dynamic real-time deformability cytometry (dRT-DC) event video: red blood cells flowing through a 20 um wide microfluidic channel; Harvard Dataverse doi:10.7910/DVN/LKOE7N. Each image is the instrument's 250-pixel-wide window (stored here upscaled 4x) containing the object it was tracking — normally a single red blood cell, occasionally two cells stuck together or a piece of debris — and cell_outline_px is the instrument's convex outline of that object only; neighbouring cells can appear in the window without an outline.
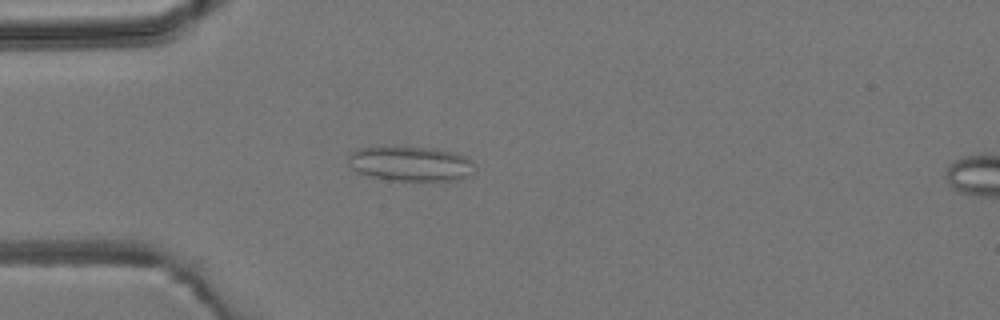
{"species": "common noctule bat (a hibernating species)", "species_latin": "Nyctalus noctula", "temperature_condition": "room temperature", "stored_images_in_passage": 4, "camera_frame_rate_fps": 3000, "um_per_image_px": 0.085, "animal": {"sex": "male", "body_mass_g": 19.2, "forearm_length_mm": 51.8}, "frame": {"image": 1, "passage_image": 3, "time_ms": 3.0, "image_size_px": [1000, 320], "cell_outline_px": [[476, 164], [472, 176], [460, 180], [392, 180], [372, 176], [360, 172], [352, 168], [348, 160], [348, 156], [352, 152], [360, 148], [436, 148], [456, 152], [472, 160]], "centroid_in_image_um": [35.02, 13.93], "position_along_channel_um": 50.0, "area_um2": 25.37}}